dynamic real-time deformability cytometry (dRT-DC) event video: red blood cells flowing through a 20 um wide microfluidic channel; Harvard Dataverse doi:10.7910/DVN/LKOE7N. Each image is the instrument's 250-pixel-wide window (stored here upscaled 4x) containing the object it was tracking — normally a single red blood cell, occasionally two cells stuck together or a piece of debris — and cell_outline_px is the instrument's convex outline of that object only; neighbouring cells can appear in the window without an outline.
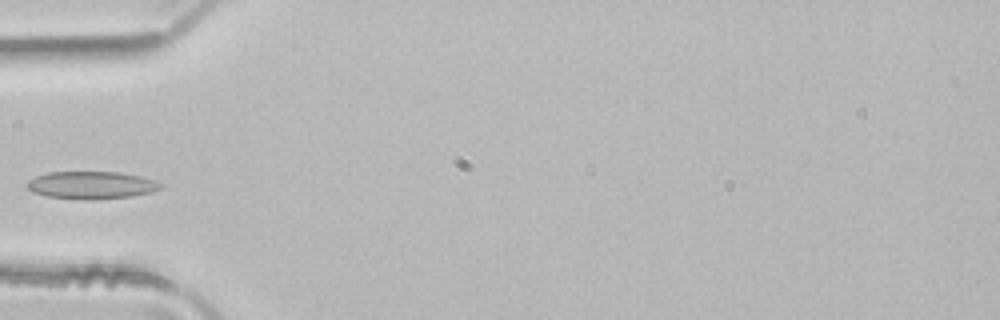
{"species": "common noctule bat (a hibernating species)", "species_latin": "Nyctalus noctula", "temperature_condition": "room temperature", "stored_images_in_passage": 4, "camera_frame_rate_fps": 3000, "um_per_image_px": 0.085, "animal": {"sex": "male", "body_mass_g": 21.5, "forearm_length_mm": 52.0}, "frame": {"image": 1, "passage_image": 4, "time_ms": 1.0, "image_size_px": [1000, 320], "cell_outline_px": [[164, 188], [152, 192], [132, 196], [96, 200], [88, 200], [48, 196], [32, 192], [24, 184], [28, 180], [36, 176], [48, 172], [116, 172], [140, 176], [164, 184]], "centroid_in_image_um": [7.77, 15.74], "position_along_channel_um": 77.2, "area_um2": 21.56}}